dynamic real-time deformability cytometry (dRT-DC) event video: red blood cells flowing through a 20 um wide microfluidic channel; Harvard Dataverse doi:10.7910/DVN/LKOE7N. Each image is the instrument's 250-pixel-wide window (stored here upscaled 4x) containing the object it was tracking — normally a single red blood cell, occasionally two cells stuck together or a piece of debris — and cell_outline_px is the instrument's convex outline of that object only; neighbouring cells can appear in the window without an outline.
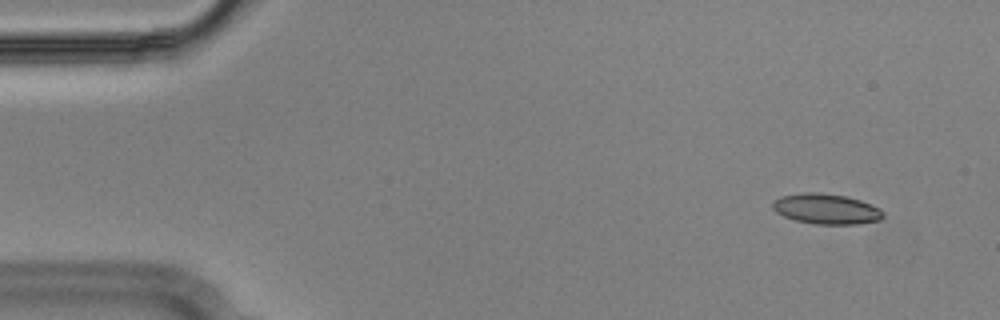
{"species": "Egyptian fruit bat (a non-hibernating species)", "species_latin": "Rousettus aegyptiacus", "temperature_condition": "cold", "stored_images_in_passage": 54, "camera_frame_rate_fps": 3000, "um_per_image_px": 0.085, "animal": {"sex": "male"}, "frame": {"image": 1, "passage_image": 4, "time_ms": 1.0, "image_size_px": [1000, 320], "cell_outline_px": [[884, 216], [880, 220], [856, 224], [816, 224], [796, 220], [784, 216], [776, 212], [772, 208], [772, 200], [780, 196], [804, 192], [816, 192], [848, 196], [860, 200], [880, 208], [884, 212]], "centroid_in_image_um": [70.22, 17.75], "position_along_channel_um": 14.8, "area_um2": 19.65}}
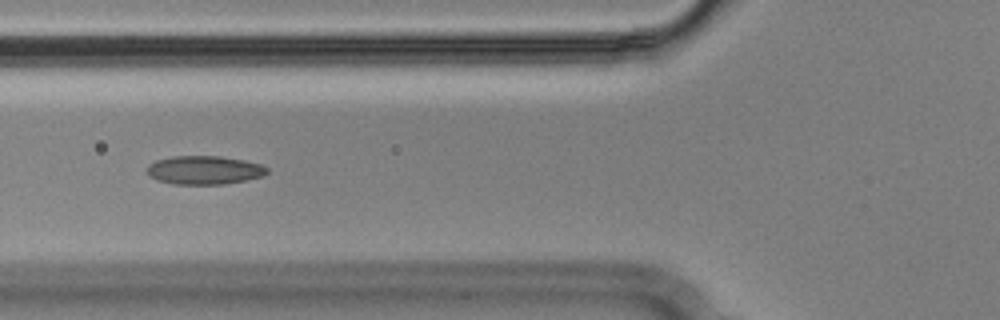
{"frame": {"image": 2, "passage_image": 20, "time_ms": 6.333, "image_size_px": [1000, 320], "cell_outline_px": [[268, 172], [264, 176], [224, 184], [172, 184], [156, 180], [148, 176], [148, 164], [156, 160], [172, 156], [220, 156], [244, 160], [260, 164], [268, 168]], "centroid_in_image_um": [17.35, 14.46], "position_along_channel_um": 108.5, "area_um2": 20.06}}
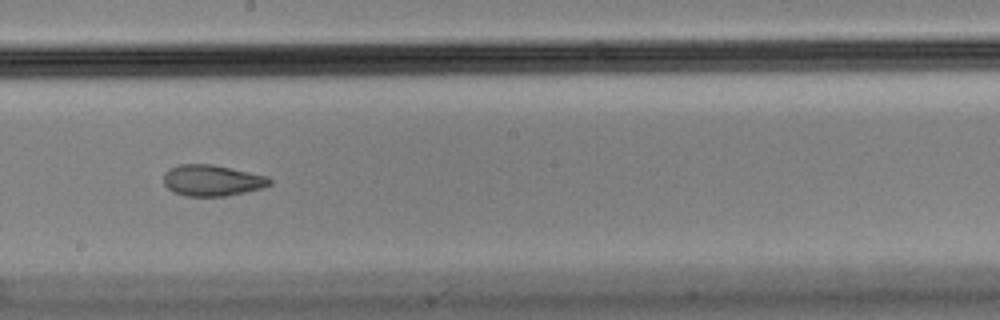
{"frame": {"image": 3, "passage_image": 30, "time_ms": 9.667, "image_size_px": [1000, 320], "cell_outline_px": [[272, 184], [264, 188], [224, 196], [184, 196], [168, 188], [164, 184], [164, 172], [168, 168], [180, 164], [212, 164], [268, 176], [272, 180]], "centroid_in_image_um": [18.04, 15.33], "position_along_channel_um": 230.2, "area_um2": 19.31}, "authors_computed_cell_mechanics": {"area_um2": 20.0277, "velocity_mm_per_s": 3.6437, "shape_relaxation_time_tau1_ms": null, "shape_relaxation_time_tau2_ms": 2.5265, "deformation_change_tau1": null, "deformation_change_tau2": 0.0853}}